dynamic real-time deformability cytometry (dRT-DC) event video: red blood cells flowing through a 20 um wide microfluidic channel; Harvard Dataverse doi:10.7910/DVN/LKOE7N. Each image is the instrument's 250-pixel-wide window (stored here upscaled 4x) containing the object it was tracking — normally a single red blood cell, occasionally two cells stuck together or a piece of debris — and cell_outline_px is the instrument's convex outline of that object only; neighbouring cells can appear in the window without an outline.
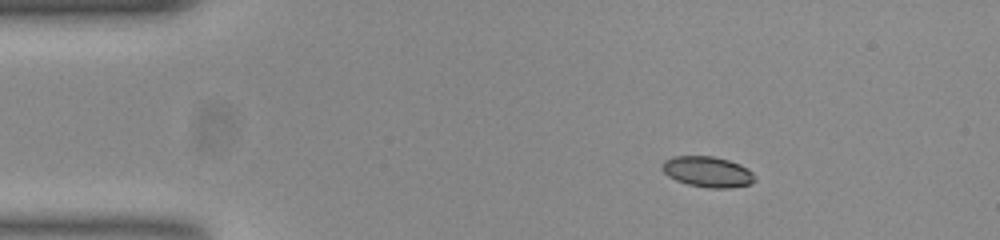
{"species": "common noctule bat (a hibernating species)", "species_latin": "Nyctalus noctula", "temperature_condition": "room temperature", "stored_images_in_passage": 54, "camera_frame_rate_fps": 3000, "um_per_image_px": 0.085, "animal": {"sex": "female", "body_mass_g": 23.0, "forearm_length_mm": 53.4}, "frame": {"image": 1, "passage_image": 8, "time_ms": 2.333, "image_size_px": [1000, 240], "cell_outline_px": [[756, 180], [752, 184], [728, 188], [708, 188], [688, 184], [676, 180], [668, 176], [660, 168], [660, 164], [664, 160], [676, 156], [712, 156], [728, 160], [740, 164], [748, 168], [756, 176]], "centroid_in_image_um": [60.15, 14.6], "position_along_channel_um": 24.8, "area_um2": 16.76}}
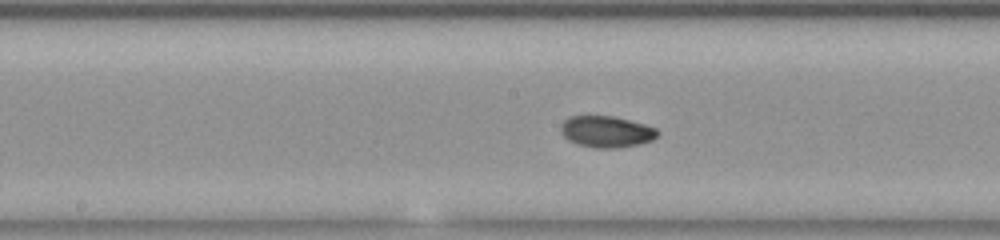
{"frame": {"image": 2, "passage_image": 27, "time_ms": 8.667, "image_size_px": [1000, 240], "cell_outline_px": [[660, 132], [652, 140], [640, 144], [616, 148], [596, 148], [580, 144], [568, 140], [560, 132], [560, 124], [568, 116], [612, 116], [644, 124], [656, 128]], "centroid_in_image_um": [51.53, 11.19], "position_along_channel_um": 196.7, "area_um2": 17.69}}
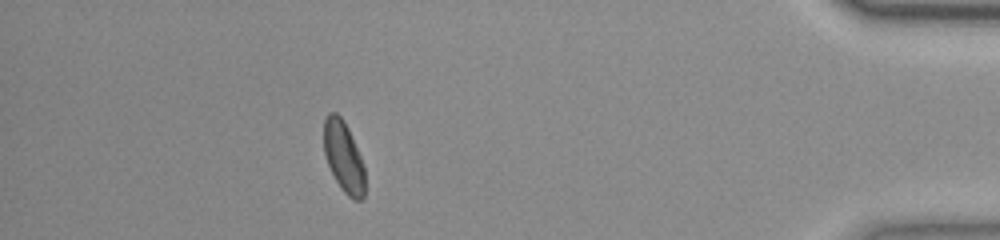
{"frame": {"image": 3, "passage_image": 48, "time_ms": 15.667, "image_size_px": [1000, 240], "cell_outline_px": [[364, 196], [360, 200], [352, 200], [340, 188], [328, 164], [324, 152], [324, 120], [328, 112], [336, 112], [344, 120], [348, 128], [360, 156], [364, 168]], "centroid_in_image_um": [29.2, 13.32], "position_along_channel_um": 406.0, "area_um2": 16.82}, "authors_computed_cell_mechanics": {"area_um2": 16.9932, "velocity_mm_per_s": 3.7649, "shape_relaxation_time_tau1_ms": null, "shape_relaxation_time_tau2_ms": 5.6362, "deformation_change_tau1": null, "deformation_change_tau2": 0.0836}}